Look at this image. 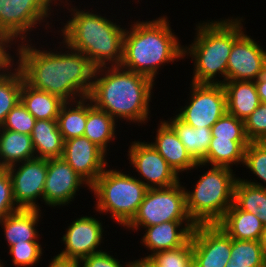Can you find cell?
<instances>
[{
    "instance_id": "1",
    "label": "cell",
    "mask_w": 266,
    "mask_h": 267,
    "mask_svg": "<svg viewBox=\"0 0 266 267\" xmlns=\"http://www.w3.org/2000/svg\"><path fill=\"white\" fill-rule=\"evenodd\" d=\"M31 43L29 36V41L18 43L17 50L14 49L18 58L15 66L27 85L55 95L64 102L89 96L95 68L83 53L63 41L58 43L62 51L37 49Z\"/></svg>"
},
{
    "instance_id": "2",
    "label": "cell",
    "mask_w": 266,
    "mask_h": 267,
    "mask_svg": "<svg viewBox=\"0 0 266 267\" xmlns=\"http://www.w3.org/2000/svg\"><path fill=\"white\" fill-rule=\"evenodd\" d=\"M155 82L121 66L95 69L88 98L117 122L146 124L150 120V102ZM149 118V120H148Z\"/></svg>"
},
{
    "instance_id": "3",
    "label": "cell",
    "mask_w": 266,
    "mask_h": 267,
    "mask_svg": "<svg viewBox=\"0 0 266 267\" xmlns=\"http://www.w3.org/2000/svg\"><path fill=\"white\" fill-rule=\"evenodd\" d=\"M57 5L71 13L68 21L58 31L63 42L70 48L83 53L95 69L120 66L123 58V38L126 28L111 19L70 7L69 0H58ZM65 1V2H64ZM68 2V3H67ZM66 3V4H65ZM65 5V6H64ZM70 7V8H69Z\"/></svg>"
},
{
    "instance_id": "4",
    "label": "cell",
    "mask_w": 266,
    "mask_h": 267,
    "mask_svg": "<svg viewBox=\"0 0 266 267\" xmlns=\"http://www.w3.org/2000/svg\"><path fill=\"white\" fill-rule=\"evenodd\" d=\"M166 16L146 21H134L125 30L121 67L143 74L154 82L159 69L174 61L184 59V45H181L170 27ZM164 65V66H163Z\"/></svg>"
},
{
    "instance_id": "5",
    "label": "cell",
    "mask_w": 266,
    "mask_h": 267,
    "mask_svg": "<svg viewBox=\"0 0 266 267\" xmlns=\"http://www.w3.org/2000/svg\"><path fill=\"white\" fill-rule=\"evenodd\" d=\"M217 20L198 22L193 42L184 46V57L189 56L194 63L192 83L217 85L227 81L228 58L233 43L246 32L242 24L245 18Z\"/></svg>"
},
{
    "instance_id": "6",
    "label": "cell",
    "mask_w": 266,
    "mask_h": 267,
    "mask_svg": "<svg viewBox=\"0 0 266 267\" xmlns=\"http://www.w3.org/2000/svg\"><path fill=\"white\" fill-rule=\"evenodd\" d=\"M232 168L211 166L192 191L185 187L186 209L195 225L218 224L233 204L237 176Z\"/></svg>"
},
{
    "instance_id": "7",
    "label": "cell",
    "mask_w": 266,
    "mask_h": 267,
    "mask_svg": "<svg viewBox=\"0 0 266 267\" xmlns=\"http://www.w3.org/2000/svg\"><path fill=\"white\" fill-rule=\"evenodd\" d=\"M90 190L96 197V212L109 213L113 222L125 227L136 215L148 188L137 176L105 168Z\"/></svg>"
},
{
    "instance_id": "8",
    "label": "cell",
    "mask_w": 266,
    "mask_h": 267,
    "mask_svg": "<svg viewBox=\"0 0 266 267\" xmlns=\"http://www.w3.org/2000/svg\"><path fill=\"white\" fill-rule=\"evenodd\" d=\"M170 221H192L181 181L167 188H149L136 215L124 228L139 231L142 227Z\"/></svg>"
},
{
    "instance_id": "9",
    "label": "cell",
    "mask_w": 266,
    "mask_h": 267,
    "mask_svg": "<svg viewBox=\"0 0 266 267\" xmlns=\"http://www.w3.org/2000/svg\"><path fill=\"white\" fill-rule=\"evenodd\" d=\"M57 1L0 0V30L16 44L20 41H29L28 36L38 27L37 25H44L46 27L44 29L48 32V29L53 27L52 22L49 24L47 21L48 18L50 21L52 20L49 17L52 16L51 13L53 12L51 6H55Z\"/></svg>"
},
{
    "instance_id": "10",
    "label": "cell",
    "mask_w": 266,
    "mask_h": 267,
    "mask_svg": "<svg viewBox=\"0 0 266 267\" xmlns=\"http://www.w3.org/2000/svg\"><path fill=\"white\" fill-rule=\"evenodd\" d=\"M186 105L180 106L176 116L194 127L211 128L227 112L226 94L222 84H190ZM188 104V105H187ZM183 107V108H182Z\"/></svg>"
},
{
    "instance_id": "11",
    "label": "cell",
    "mask_w": 266,
    "mask_h": 267,
    "mask_svg": "<svg viewBox=\"0 0 266 267\" xmlns=\"http://www.w3.org/2000/svg\"><path fill=\"white\" fill-rule=\"evenodd\" d=\"M127 156L129 164L138 172L137 179L148 189L167 188L180 182L179 175L150 142L132 141Z\"/></svg>"
},
{
    "instance_id": "12",
    "label": "cell",
    "mask_w": 266,
    "mask_h": 267,
    "mask_svg": "<svg viewBox=\"0 0 266 267\" xmlns=\"http://www.w3.org/2000/svg\"><path fill=\"white\" fill-rule=\"evenodd\" d=\"M6 169L11 177L13 197L17 206L20 209L40 210L38 199L43 202L47 159L34 158Z\"/></svg>"
},
{
    "instance_id": "13",
    "label": "cell",
    "mask_w": 266,
    "mask_h": 267,
    "mask_svg": "<svg viewBox=\"0 0 266 267\" xmlns=\"http://www.w3.org/2000/svg\"><path fill=\"white\" fill-rule=\"evenodd\" d=\"M82 187H89L87 190L90 191L91 186L62 157L47 159L43 192V202L46 206L68 207Z\"/></svg>"
},
{
    "instance_id": "14",
    "label": "cell",
    "mask_w": 266,
    "mask_h": 267,
    "mask_svg": "<svg viewBox=\"0 0 266 267\" xmlns=\"http://www.w3.org/2000/svg\"><path fill=\"white\" fill-rule=\"evenodd\" d=\"M92 216H82L76 218L66 229L65 234L61 237V243L63 242L64 249L58 253V255L82 260L91 254L103 251L99 247L103 240V221Z\"/></svg>"
},
{
    "instance_id": "15",
    "label": "cell",
    "mask_w": 266,
    "mask_h": 267,
    "mask_svg": "<svg viewBox=\"0 0 266 267\" xmlns=\"http://www.w3.org/2000/svg\"><path fill=\"white\" fill-rule=\"evenodd\" d=\"M265 73L266 49L244 32L231 48L227 81H255Z\"/></svg>"
},
{
    "instance_id": "16",
    "label": "cell",
    "mask_w": 266,
    "mask_h": 267,
    "mask_svg": "<svg viewBox=\"0 0 266 267\" xmlns=\"http://www.w3.org/2000/svg\"><path fill=\"white\" fill-rule=\"evenodd\" d=\"M194 260L201 267H225L231 256V237L217 224L196 225L191 234Z\"/></svg>"
},
{
    "instance_id": "17",
    "label": "cell",
    "mask_w": 266,
    "mask_h": 267,
    "mask_svg": "<svg viewBox=\"0 0 266 267\" xmlns=\"http://www.w3.org/2000/svg\"><path fill=\"white\" fill-rule=\"evenodd\" d=\"M106 157L107 154L85 136L64 141L62 158L89 186L110 167Z\"/></svg>"
},
{
    "instance_id": "18",
    "label": "cell",
    "mask_w": 266,
    "mask_h": 267,
    "mask_svg": "<svg viewBox=\"0 0 266 267\" xmlns=\"http://www.w3.org/2000/svg\"><path fill=\"white\" fill-rule=\"evenodd\" d=\"M196 225L193 221H170L144 227L141 243L151 253L143 258H150L159 251L183 246L190 238Z\"/></svg>"
},
{
    "instance_id": "19",
    "label": "cell",
    "mask_w": 266,
    "mask_h": 267,
    "mask_svg": "<svg viewBox=\"0 0 266 267\" xmlns=\"http://www.w3.org/2000/svg\"><path fill=\"white\" fill-rule=\"evenodd\" d=\"M157 127L155 142L151 144L179 176L182 172L204 166L191 158L175 130L165 120H161Z\"/></svg>"
},
{
    "instance_id": "20",
    "label": "cell",
    "mask_w": 266,
    "mask_h": 267,
    "mask_svg": "<svg viewBox=\"0 0 266 267\" xmlns=\"http://www.w3.org/2000/svg\"><path fill=\"white\" fill-rule=\"evenodd\" d=\"M41 211V209H20L0 221L8 248L16 243H25V241L39 242L40 234L36 228L41 218Z\"/></svg>"
},
{
    "instance_id": "21",
    "label": "cell",
    "mask_w": 266,
    "mask_h": 267,
    "mask_svg": "<svg viewBox=\"0 0 266 267\" xmlns=\"http://www.w3.org/2000/svg\"><path fill=\"white\" fill-rule=\"evenodd\" d=\"M222 85L227 112L238 119L244 121L261 103L254 81H226Z\"/></svg>"
},
{
    "instance_id": "22",
    "label": "cell",
    "mask_w": 266,
    "mask_h": 267,
    "mask_svg": "<svg viewBox=\"0 0 266 267\" xmlns=\"http://www.w3.org/2000/svg\"><path fill=\"white\" fill-rule=\"evenodd\" d=\"M217 225L235 240L260 241L265 228L256 214L240 210L234 204Z\"/></svg>"
},
{
    "instance_id": "23",
    "label": "cell",
    "mask_w": 266,
    "mask_h": 267,
    "mask_svg": "<svg viewBox=\"0 0 266 267\" xmlns=\"http://www.w3.org/2000/svg\"><path fill=\"white\" fill-rule=\"evenodd\" d=\"M116 123L117 121L113 117L107 112L95 107L87 97V121L83 136L87 137L106 154L109 152L110 142H114L117 138L115 137L117 136Z\"/></svg>"
},
{
    "instance_id": "24",
    "label": "cell",
    "mask_w": 266,
    "mask_h": 267,
    "mask_svg": "<svg viewBox=\"0 0 266 267\" xmlns=\"http://www.w3.org/2000/svg\"><path fill=\"white\" fill-rule=\"evenodd\" d=\"M36 158H61L64 140L57 120H36L30 134Z\"/></svg>"
},
{
    "instance_id": "25",
    "label": "cell",
    "mask_w": 266,
    "mask_h": 267,
    "mask_svg": "<svg viewBox=\"0 0 266 267\" xmlns=\"http://www.w3.org/2000/svg\"><path fill=\"white\" fill-rule=\"evenodd\" d=\"M36 158L31 136L0 129V168Z\"/></svg>"
},
{
    "instance_id": "26",
    "label": "cell",
    "mask_w": 266,
    "mask_h": 267,
    "mask_svg": "<svg viewBox=\"0 0 266 267\" xmlns=\"http://www.w3.org/2000/svg\"><path fill=\"white\" fill-rule=\"evenodd\" d=\"M165 121L175 130L191 158L196 163H202L212 140L211 128H194L181 121L176 115L169 121Z\"/></svg>"
},
{
    "instance_id": "27",
    "label": "cell",
    "mask_w": 266,
    "mask_h": 267,
    "mask_svg": "<svg viewBox=\"0 0 266 267\" xmlns=\"http://www.w3.org/2000/svg\"><path fill=\"white\" fill-rule=\"evenodd\" d=\"M250 141H233L231 139H217L212 137L207 156L202 164L209 166L231 168L233 165L244 164L245 149Z\"/></svg>"
},
{
    "instance_id": "28",
    "label": "cell",
    "mask_w": 266,
    "mask_h": 267,
    "mask_svg": "<svg viewBox=\"0 0 266 267\" xmlns=\"http://www.w3.org/2000/svg\"><path fill=\"white\" fill-rule=\"evenodd\" d=\"M20 101L36 120H57L60 108L64 103L59 97L34 89L24 81Z\"/></svg>"
},
{
    "instance_id": "29",
    "label": "cell",
    "mask_w": 266,
    "mask_h": 267,
    "mask_svg": "<svg viewBox=\"0 0 266 267\" xmlns=\"http://www.w3.org/2000/svg\"><path fill=\"white\" fill-rule=\"evenodd\" d=\"M87 121V97L64 102L60 108L57 122L63 140L83 136Z\"/></svg>"
},
{
    "instance_id": "30",
    "label": "cell",
    "mask_w": 266,
    "mask_h": 267,
    "mask_svg": "<svg viewBox=\"0 0 266 267\" xmlns=\"http://www.w3.org/2000/svg\"><path fill=\"white\" fill-rule=\"evenodd\" d=\"M233 204L240 210L256 214L266 227V189L248 184L238 177L234 186Z\"/></svg>"
},
{
    "instance_id": "31",
    "label": "cell",
    "mask_w": 266,
    "mask_h": 267,
    "mask_svg": "<svg viewBox=\"0 0 266 267\" xmlns=\"http://www.w3.org/2000/svg\"><path fill=\"white\" fill-rule=\"evenodd\" d=\"M225 267H266L261 242L231 238V256Z\"/></svg>"
},
{
    "instance_id": "32",
    "label": "cell",
    "mask_w": 266,
    "mask_h": 267,
    "mask_svg": "<svg viewBox=\"0 0 266 267\" xmlns=\"http://www.w3.org/2000/svg\"><path fill=\"white\" fill-rule=\"evenodd\" d=\"M23 81L22 73L15 65L0 76V127L9 111L20 102Z\"/></svg>"
},
{
    "instance_id": "33",
    "label": "cell",
    "mask_w": 266,
    "mask_h": 267,
    "mask_svg": "<svg viewBox=\"0 0 266 267\" xmlns=\"http://www.w3.org/2000/svg\"><path fill=\"white\" fill-rule=\"evenodd\" d=\"M245 168L249 169L252 174L257 176L256 179L263 181L265 185L258 180L253 181L252 179L248 180L241 178L244 182L263 187L266 189V141L263 142H250L247 148L245 149L244 164Z\"/></svg>"
},
{
    "instance_id": "34",
    "label": "cell",
    "mask_w": 266,
    "mask_h": 267,
    "mask_svg": "<svg viewBox=\"0 0 266 267\" xmlns=\"http://www.w3.org/2000/svg\"><path fill=\"white\" fill-rule=\"evenodd\" d=\"M149 259L158 267H191L194 260L191 238L183 246L159 251Z\"/></svg>"
},
{
    "instance_id": "35",
    "label": "cell",
    "mask_w": 266,
    "mask_h": 267,
    "mask_svg": "<svg viewBox=\"0 0 266 267\" xmlns=\"http://www.w3.org/2000/svg\"><path fill=\"white\" fill-rule=\"evenodd\" d=\"M212 137L249 141L245 133L244 121L226 112L211 127Z\"/></svg>"
},
{
    "instance_id": "36",
    "label": "cell",
    "mask_w": 266,
    "mask_h": 267,
    "mask_svg": "<svg viewBox=\"0 0 266 267\" xmlns=\"http://www.w3.org/2000/svg\"><path fill=\"white\" fill-rule=\"evenodd\" d=\"M42 246L40 242H27L14 244L9 248L13 265L18 267H32L42 259Z\"/></svg>"
},
{
    "instance_id": "37",
    "label": "cell",
    "mask_w": 266,
    "mask_h": 267,
    "mask_svg": "<svg viewBox=\"0 0 266 267\" xmlns=\"http://www.w3.org/2000/svg\"><path fill=\"white\" fill-rule=\"evenodd\" d=\"M36 119L21 103L9 111L5 122L0 129H7L13 132L30 135L35 125Z\"/></svg>"
},
{
    "instance_id": "38",
    "label": "cell",
    "mask_w": 266,
    "mask_h": 267,
    "mask_svg": "<svg viewBox=\"0 0 266 267\" xmlns=\"http://www.w3.org/2000/svg\"><path fill=\"white\" fill-rule=\"evenodd\" d=\"M245 133L250 142L266 141V103L260 105L244 120Z\"/></svg>"
},
{
    "instance_id": "39",
    "label": "cell",
    "mask_w": 266,
    "mask_h": 267,
    "mask_svg": "<svg viewBox=\"0 0 266 267\" xmlns=\"http://www.w3.org/2000/svg\"><path fill=\"white\" fill-rule=\"evenodd\" d=\"M80 262V267H132L133 261L121 264L119 259L110 255V252L100 251L83 258Z\"/></svg>"
},
{
    "instance_id": "40",
    "label": "cell",
    "mask_w": 266,
    "mask_h": 267,
    "mask_svg": "<svg viewBox=\"0 0 266 267\" xmlns=\"http://www.w3.org/2000/svg\"><path fill=\"white\" fill-rule=\"evenodd\" d=\"M0 201H15L11 177L5 168H0Z\"/></svg>"
},
{
    "instance_id": "41",
    "label": "cell",
    "mask_w": 266,
    "mask_h": 267,
    "mask_svg": "<svg viewBox=\"0 0 266 267\" xmlns=\"http://www.w3.org/2000/svg\"><path fill=\"white\" fill-rule=\"evenodd\" d=\"M47 267H80V262L79 260L65 258L57 254L51 258Z\"/></svg>"
},
{
    "instance_id": "42",
    "label": "cell",
    "mask_w": 266,
    "mask_h": 267,
    "mask_svg": "<svg viewBox=\"0 0 266 267\" xmlns=\"http://www.w3.org/2000/svg\"><path fill=\"white\" fill-rule=\"evenodd\" d=\"M10 44V45H9ZM16 43L12 41L2 30H0V57H15L10 54L11 46Z\"/></svg>"
},
{
    "instance_id": "43",
    "label": "cell",
    "mask_w": 266,
    "mask_h": 267,
    "mask_svg": "<svg viewBox=\"0 0 266 267\" xmlns=\"http://www.w3.org/2000/svg\"><path fill=\"white\" fill-rule=\"evenodd\" d=\"M20 210L15 201H0V221L7 215Z\"/></svg>"
},
{
    "instance_id": "44",
    "label": "cell",
    "mask_w": 266,
    "mask_h": 267,
    "mask_svg": "<svg viewBox=\"0 0 266 267\" xmlns=\"http://www.w3.org/2000/svg\"><path fill=\"white\" fill-rule=\"evenodd\" d=\"M260 102L266 103V73L254 81Z\"/></svg>"
},
{
    "instance_id": "45",
    "label": "cell",
    "mask_w": 266,
    "mask_h": 267,
    "mask_svg": "<svg viewBox=\"0 0 266 267\" xmlns=\"http://www.w3.org/2000/svg\"><path fill=\"white\" fill-rule=\"evenodd\" d=\"M15 57H0V76L14 66Z\"/></svg>"
},
{
    "instance_id": "46",
    "label": "cell",
    "mask_w": 266,
    "mask_h": 267,
    "mask_svg": "<svg viewBox=\"0 0 266 267\" xmlns=\"http://www.w3.org/2000/svg\"><path fill=\"white\" fill-rule=\"evenodd\" d=\"M132 267H158L149 258H140L133 260Z\"/></svg>"
},
{
    "instance_id": "47",
    "label": "cell",
    "mask_w": 266,
    "mask_h": 267,
    "mask_svg": "<svg viewBox=\"0 0 266 267\" xmlns=\"http://www.w3.org/2000/svg\"><path fill=\"white\" fill-rule=\"evenodd\" d=\"M260 242H261V246L263 248L264 254L266 256V227L264 228Z\"/></svg>"
},
{
    "instance_id": "48",
    "label": "cell",
    "mask_w": 266,
    "mask_h": 267,
    "mask_svg": "<svg viewBox=\"0 0 266 267\" xmlns=\"http://www.w3.org/2000/svg\"><path fill=\"white\" fill-rule=\"evenodd\" d=\"M191 267H201L195 260H193Z\"/></svg>"
},
{
    "instance_id": "49",
    "label": "cell",
    "mask_w": 266,
    "mask_h": 267,
    "mask_svg": "<svg viewBox=\"0 0 266 267\" xmlns=\"http://www.w3.org/2000/svg\"><path fill=\"white\" fill-rule=\"evenodd\" d=\"M4 264L5 263H3L2 260L0 259V267H4L5 266Z\"/></svg>"
}]
</instances>
